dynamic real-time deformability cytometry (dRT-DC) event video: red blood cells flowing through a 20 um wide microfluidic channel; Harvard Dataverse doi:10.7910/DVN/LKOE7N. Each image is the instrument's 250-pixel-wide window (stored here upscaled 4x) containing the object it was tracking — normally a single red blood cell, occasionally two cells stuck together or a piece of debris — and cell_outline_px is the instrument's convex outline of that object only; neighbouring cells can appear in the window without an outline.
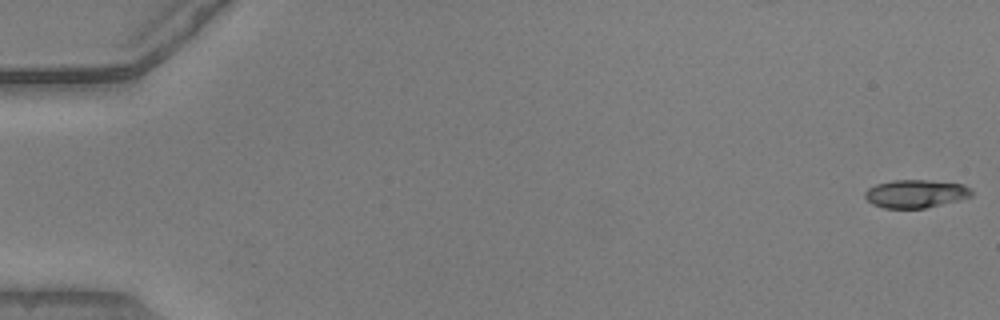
{"species": "common noctule bat (a hibernating species)", "species_latin": "Nyctalus noctula", "temperature_condition": "warm", "stored_images_in_passage": 53, "camera_frame_rate_fps": 3000, "um_per_image_px": 0.085, "animal": {"sex": "male", "body_mass_g": 20.5, "forearm_length_mm": 52.5}, "frame": {"image": 1, "passage_image": 1, "time_ms": 0.0, "image_size_px": [1000, 320], "cell_outline_px": [[972, 196], [960, 200], [924, 208], [884, 208], [872, 204], [864, 196], [864, 192], [868, 188], [876, 184], [892, 180], [928, 180], [964, 184], [972, 188]], "centroid_in_image_um": [77.85, 16.46], "position_along_channel_um": 7.2, "area_um2": 17.57}}
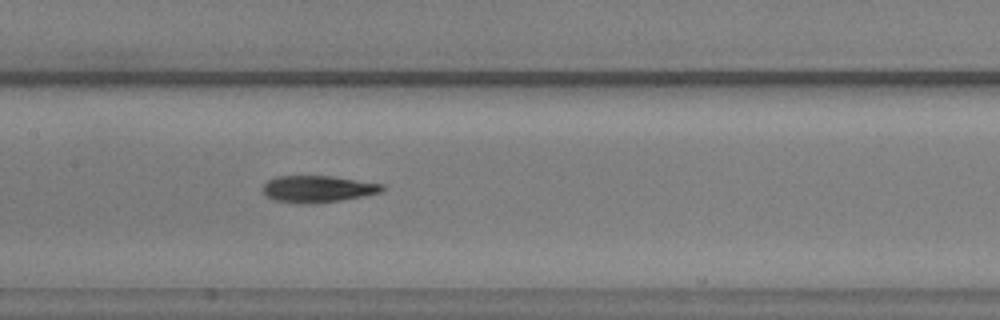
{"frame": {"image": 2, "passage_image": 27, "time_ms": 8.667, "image_size_px": [1000, 320], "cell_outline_px": [[384, 192], [340, 200], [272, 200], [260, 188], [268, 180], [276, 176], [332, 176], [384, 184]], "centroid_in_image_um": [27.06, 15.99], "position_along_channel_um": 180.3, "area_um2": 17.63}}
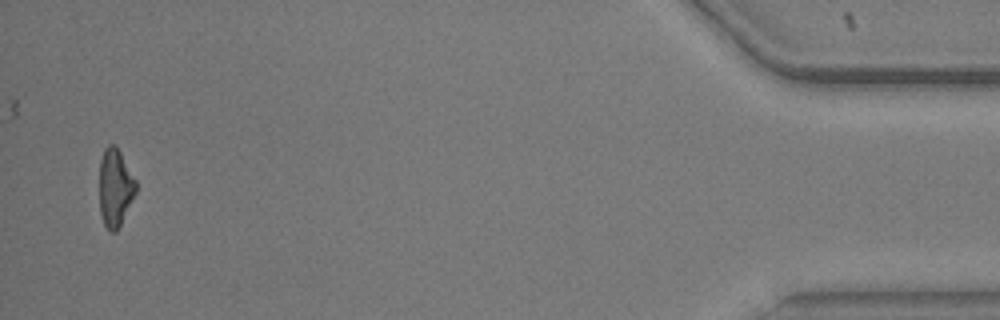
{"frame": {"image": 3, "passage_image": 52, "time_ms": 17.0, "image_size_px": [1000, 320], "cell_outline_px": [[136, 192], [116, 232], [108, 232], [100, 216], [100, 160], [104, 148], [108, 144], [116, 144], [136, 180]], "centroid_in_image_um": [9.78, 15.93], "position_along_channel_um": 425.4, "area_um2": 16.59}, "authors_computed_cell_mechanics": {"area_um2": 18.0914, "velocity_mm_per_s": 3.9087, "shape_relaxation_time_tau1_ms": 6.5326, "shape_relaxation_time_tau2_ms": 5.8366, "deformation_change_tau1": 0.2225, "deformation_change_tau2": 0.1681}}